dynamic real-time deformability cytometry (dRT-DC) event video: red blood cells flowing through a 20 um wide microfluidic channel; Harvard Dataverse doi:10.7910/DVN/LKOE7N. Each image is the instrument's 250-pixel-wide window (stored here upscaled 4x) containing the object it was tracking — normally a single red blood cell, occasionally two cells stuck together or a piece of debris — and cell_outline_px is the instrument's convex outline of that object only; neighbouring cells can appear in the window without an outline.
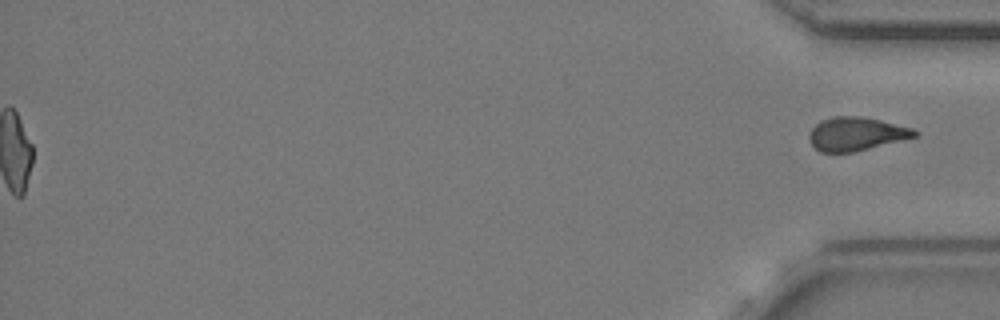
{"species": "common noctule bat (a hibernating species)", "species_latin": "Nyctalus noctula", "temperature_condition": "cold", "stored_images_in_passage": 57, "segment_of_instrument_passage": [2, 2], "camera_frame_rate_fps": 3000, "um_per_image_px": 0.085, "animal": {"sex": "female", "body_mass_g": 24.6, "forearm_length_mm": 56.2}, "frame": {"image": 1, "passage_image": 57, "time_ms": 18.667, "image_size_px": [1000, 320], "cell_outline_px": [[920, 136], [852, 152], [820, 152], [808, 140], [808, 136], [812, 128], [820, 120], [832, 116], [864, 116], [912, 128], [920, 132]], "centroid_in_image_um": [72.79, 11.37], "position_along_channel_um": 362.4, "area_um2": 20.69}}